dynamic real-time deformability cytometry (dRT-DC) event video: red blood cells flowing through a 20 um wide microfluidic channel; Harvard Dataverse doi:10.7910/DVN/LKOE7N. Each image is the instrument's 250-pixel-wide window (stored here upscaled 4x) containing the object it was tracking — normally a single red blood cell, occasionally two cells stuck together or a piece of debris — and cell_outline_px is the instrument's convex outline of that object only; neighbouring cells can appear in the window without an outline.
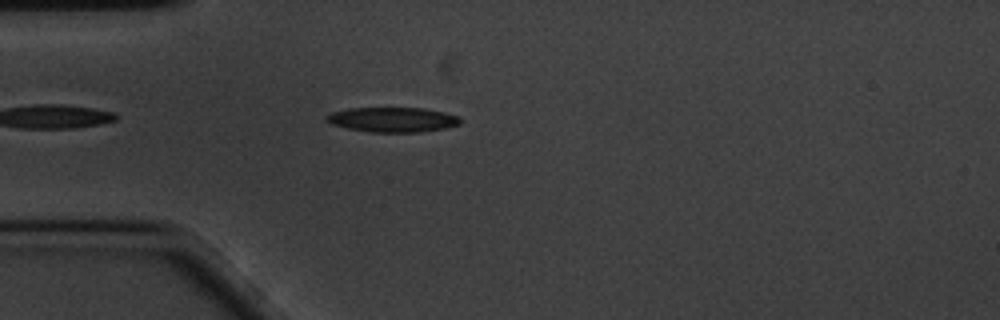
{"species": "common noctule bat (a hibernating species)", "species_latin": "Nyctalus noctula", "temperature_condition": "cold", "stored_images_in_passage": 31, "camera_frame_rate_fps": 3000, "um_per_image_px": 0.085, "animal": {"sex": "male", "body_mass_g": 20.1, "forearm_length_mm": 53.5}, "frame": {"image": 1, "passage_image": 5, "time_ms": 1.333, "image_size_px": [1000, 320], "cell_outline_px": [[460, 124], [444, 128], [420, 132], [372, 132], [348, 128], [332, 124], [324, 120], [332, 112], [348, 108], [424, 108], [444, 112], [456, 116], [460, 120]], "centroid_in_image_um": [33.36, 10.16], "position_along_channel_um": 51.6, "area_um2": 19.13}}
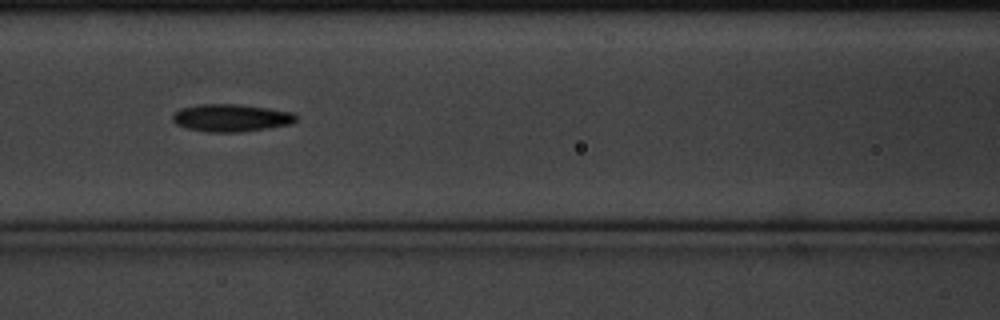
{"frame": {"image": 2, "passage_image": 14, "time_ms": 4.333, "image_size_px": [1000, 320], "cell_outline_px": [[300, 116], [292, 124], [268, 128], [236, 132], [208, 132], [188, 128], [176, 124], [172, 120], [172, 116], [180, 108], [200, 104], [236, 104], [268, 108], [296, 112]], "centroid_in_image_um": [19.7, 10.01], "position_along_channel_um": 146.9, "area_um2": 19.88}}
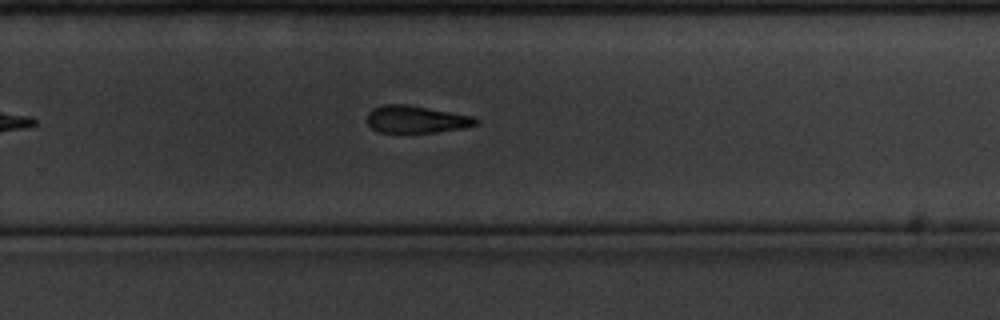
{"frame": {"image": 3, "passage_image": 27, "time_ms": 8.667, "image_size_px": [1000, 320], "cell_outline_px": [[480, 120], [476, 124], [460, 128], [436, 132], [376, 132], [368, 124], [368, 112], [372, 108], [384, 104], [408, 104], [476, 116]], "centroid_in_image_um": [35.38, 10.12], "position_along_channel_um": 294.4, "area_um2": 17.4}}